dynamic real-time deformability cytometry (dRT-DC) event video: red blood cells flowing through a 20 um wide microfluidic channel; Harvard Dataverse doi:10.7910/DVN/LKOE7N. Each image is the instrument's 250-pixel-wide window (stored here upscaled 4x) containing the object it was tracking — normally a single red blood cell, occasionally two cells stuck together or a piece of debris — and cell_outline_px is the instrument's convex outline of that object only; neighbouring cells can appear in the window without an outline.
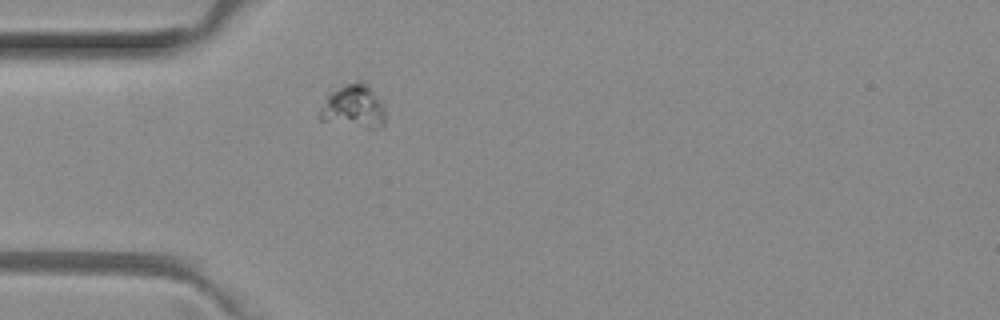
{"species": "common noctule bat (a hibernating species)", "species_latin": "Nyctalus noctula", "temperature_condition": "room temperature", "stored_images_in_passage": 1, "camera_frame_rate_fps": 3000, "um_per_image_px": 0.085, "animal": {"sex": "female", "body_mass_g": 29.2, "forearm_length_mm": 56.3}, "frame": {"image": 1, "passage_image": 1, "time_ms": 0.0, "image_size_px": [1000, 320], "cell_outline_px": [[384, 124], [380, 128], [368, 128], [320, 120], [316, 116], [316, 112], [328, 88], [360, 80], [368, 80], [384, 100]], "centroid_in_image_um": [30.01, 8.96], "position_along_channel_um": 55.0, "area_um2": 18.03}}